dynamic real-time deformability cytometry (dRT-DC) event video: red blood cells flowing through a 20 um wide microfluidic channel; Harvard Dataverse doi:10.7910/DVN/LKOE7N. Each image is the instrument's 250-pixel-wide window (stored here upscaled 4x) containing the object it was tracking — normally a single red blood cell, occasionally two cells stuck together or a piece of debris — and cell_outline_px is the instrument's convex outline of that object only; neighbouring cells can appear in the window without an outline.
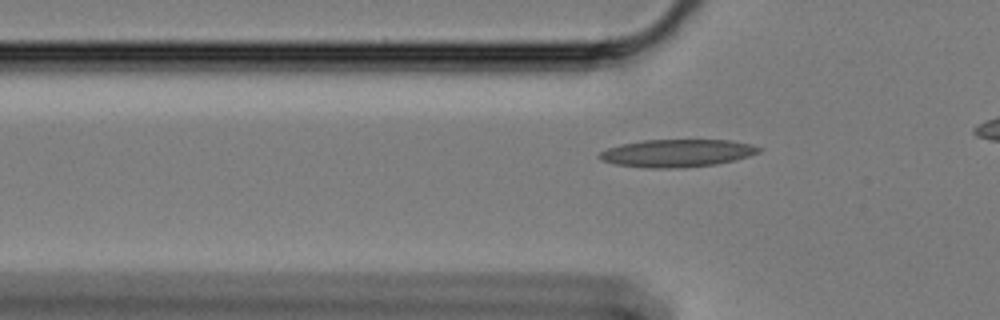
{"species": "Egyptian fruit bat (a non-hibernating species)", "species_latin": "Rousettus aegyptiacus", "temperature_condition": "cold", "stored_images_in_passage": 43, "camera_frame_rate_fps": 3000, "um_per_image_px": 0.085, "animal": {"sex": "female"}, "frame": {"image": 1, "passage_image": 13, "time_ms": 4.0, "image_size_px": [1000, 320], "cell_outline_px": [[764, 148], [760, 152], [736, 160], [716, 164], [684, 168], [644, 168], [612, 164], [600, 160], [596, 156], [600, 152], [608, 148], [620, 144], [644, 140], [732, 140], [752, 144]], "centroid_in_image_um": [57.54, 13.02], "position_along_channel_um": 68.3, "area_um2": 26.13}}
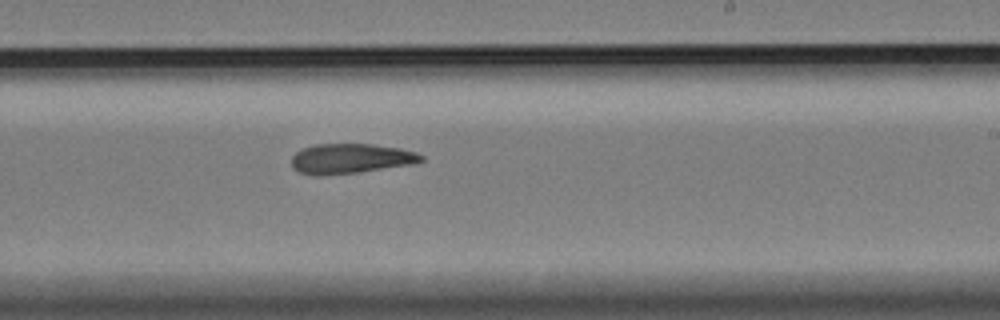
{"frame": {"image": 2, "passage_image": 30, "time_ms": 9.667, "image_size_px": [1000, 320], "cell_outline_px": [[424, 160], [416, 164], [360, 172], [320, 176], [316, 176], [300, 172], [292, 164], [292, 156], [300, 148], [316, 144], [372, 144], [400, 148], [416, 152], [424, 156]], "centroid_in_image_um": [29.84, 13.48], "position_along_channel_um": 259.2, "area_um2": 22.83}}
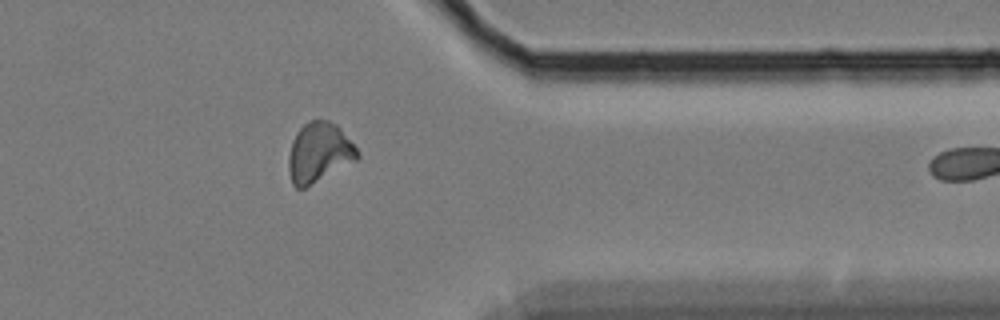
{"frame": {"image": 3, "passage_image": 42, "time_ms": 13.667, "image_size_px": [1000, 320], "cell_outline_px": [[360, 156], [356, 160], [304, 188], [296, 188], [292, 184], [288, 168], [288, 156], [292, 140], [296, 132], [308, 120], [328, 120], [336, 124], [340, 128], [360, 152]], "centroid_in_image_um": [27.1, 12.95], "position_along_channel_um": 384.3, "area_um2": 23.87}}